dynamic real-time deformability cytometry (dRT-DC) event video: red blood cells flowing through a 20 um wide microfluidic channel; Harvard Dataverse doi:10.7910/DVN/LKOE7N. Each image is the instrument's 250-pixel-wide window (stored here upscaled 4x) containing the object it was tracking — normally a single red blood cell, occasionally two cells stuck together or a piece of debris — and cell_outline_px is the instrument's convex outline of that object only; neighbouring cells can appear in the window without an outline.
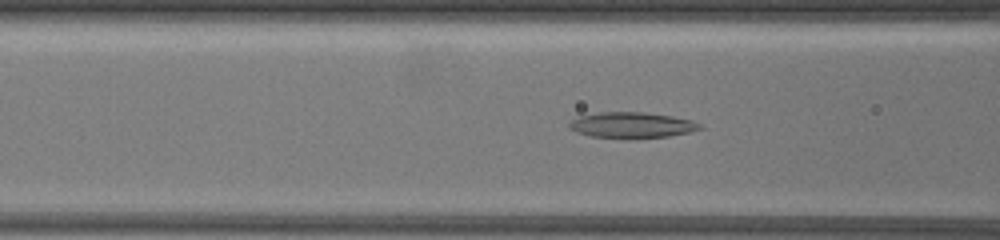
{"species": "common noctule bat (a hibernating species)", "species_latin": "Nyctalus noctula", "temperature_condition": "warm", "stored_images_in_passage": 19, "segment_of_instrument_passage": [1, 2], "camera_frame_rate_fps": 3000, "um_per_image_px": 0.085, "animal": {"sex": "female", "body_mass_g": 19.5, "forearm_length_mm": 54.1}, "frame": {"image": 1, "passage_image": 4, "time_ms": 1.333, "image_size_px": [1000, 240], "cell_outline_px": [[704, 128], [688, 132], [668, 136], [636, 140], [628, 140], [588, 136], [576, 132], [568, 128], [568, 124], [572, 120], [580, 116], [600, 112], [644, 112], [672, 116], [692, 120], [700, 124]], "centroid_in_image_um": [53.68, 10.66], "position_along_channel_um": 112.9, "area_um2": 20.17}}
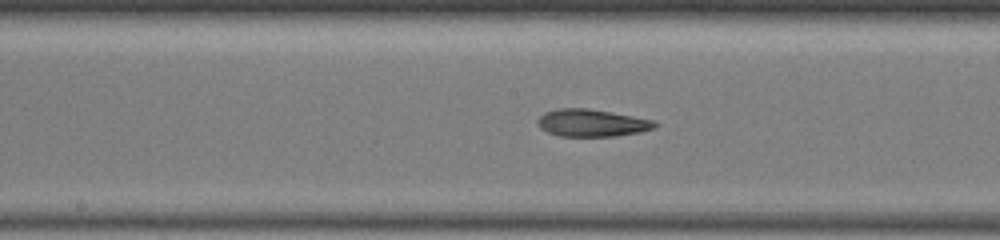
{"frame": {"image": 2, "passage_image": 8, "time_ms": 3.333, "image_size_px": [1000, 240], "cell_outline_px": [[660, 124], [656, 128], [640, 132], [616, 136], [560, 136], [548, 132], [540, 128], [536, 124], [536, 120], [544, 112], [556, 108], [588, 108], [632, 116], [652, 120]], "centroid_in_image_um": [50.28, 10.44], "position_along_channel_um": 197.9, "area_um2": 18.79}}
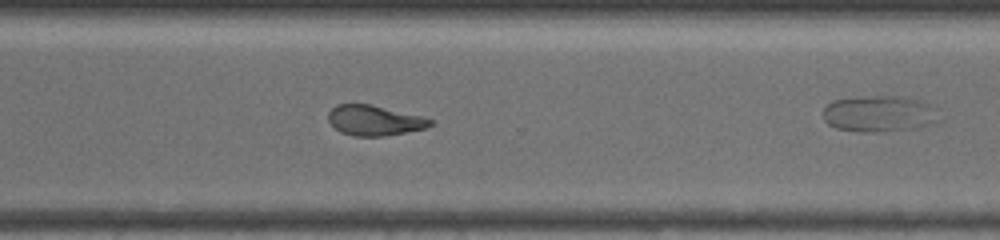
{"frame": {"image": 3, "passage_image": 16, "time_ms": 6.667, "image_size_px": [1000, 240], "cell_outline_px": [[436, 124], [424, 128], [384, 136], [352, 136], [340, 132], [328, 120], [328, 112], [336, 104], [372, 104], [420, 116], [432, 120]], "centroid_in_image_um": [31.8, 10.23], "position_along_channel_um": 338.8, "area_um2": 17.86}}